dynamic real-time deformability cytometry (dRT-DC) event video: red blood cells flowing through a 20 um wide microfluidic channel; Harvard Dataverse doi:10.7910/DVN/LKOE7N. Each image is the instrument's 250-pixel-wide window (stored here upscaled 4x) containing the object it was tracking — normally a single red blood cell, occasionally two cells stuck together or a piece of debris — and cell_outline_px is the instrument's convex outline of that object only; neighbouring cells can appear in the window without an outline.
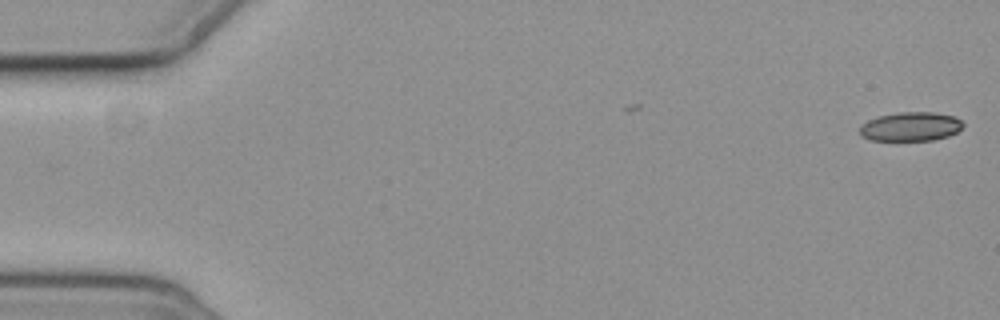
{"species": "common noctule bat (a hibernating species)", "species_latin": "Nyctalus noctula", "temperature_condition": "cold", "stored_images_in_passage": 2, "camera_frame_rate_fps": 3000, "um_per_image_px": 0.085, "animal": {"sex": "female", "body_mass_g": 19.3, "forearm_length_mm": 54.1}, "frame": {"image": 1, "passage_image": 2, "time_ms": 1.0, "image_size_px": [1000, 320], "cell_outline_px": [[964, 124], [956, 132], [948, 136], [932, 140], [868, 140], [860, 136], [860, 124], [868, 120], [880, 116], [900, 112], [932, 112], [952, 116], [960, 120]], "centroid_in_image_um": [77.36, 10.76], "position_along_channel_um": 7.6, "area_um2": 17.34}}